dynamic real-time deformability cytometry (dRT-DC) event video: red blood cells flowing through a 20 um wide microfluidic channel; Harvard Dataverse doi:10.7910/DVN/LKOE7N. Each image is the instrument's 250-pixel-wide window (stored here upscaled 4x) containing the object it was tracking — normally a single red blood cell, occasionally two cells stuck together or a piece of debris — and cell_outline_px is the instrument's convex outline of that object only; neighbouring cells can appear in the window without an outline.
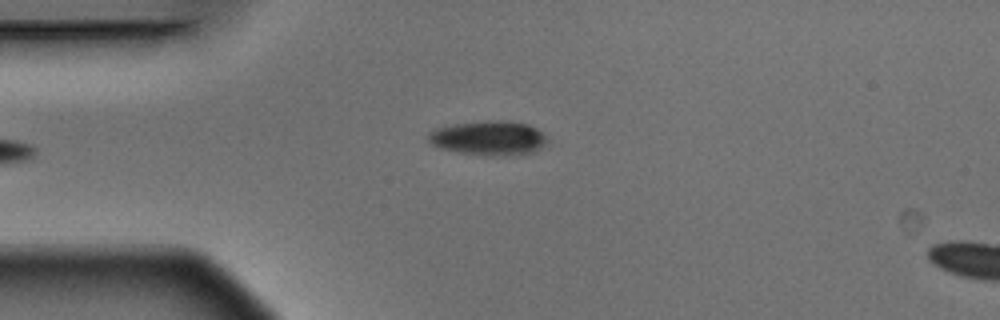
{"species": "Egyptian fruit bat (a non-hibernating species)", "species_latin": "Rousettus aegyptiacus", "temperature_condition": "warm", "stored_images_in_passage": 4, "camera_frame_rate_fps": 3000, "um_per_image_px": 0.085, "animal": {"sex": "male"}, "frame": {"image": 1, "passage_image": 4, "time_ms": 1.0, "image_size_px": [1000, 320], "cell_outline_px": [[548, 144], [532, 152], [496, 156], [492, 156], [460, 152], [440, 148], [432, 144], [428, 140], [428, 132], [452, 124], [484, 120], [508, 120], [528, 124], [544, 132], [548, 140]], "centroid_in_image_um": [41.58, 11.71], "position_along_channel_um": 43.4, "area_um2": 23.93}}